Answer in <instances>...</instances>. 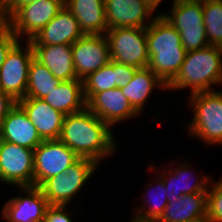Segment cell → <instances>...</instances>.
Listing matches in <instances>:
<instances>
[{
  "instance_id": "obj_11",
  "label": "cell",
  "mask_w": 222,
  "mask_h": 222,
  "mask_svg": "<svg viewBox=\"0 0 222 222\" xmlns=\"http://www.w3.org/2000/svg\"><path fill=\"white\" fill-rule=\"evenodd\" d=\"M64 6V0H38L19 7L13 14V34L30 41Z\"/></svg>"
},
{
  "instance_id": "obj_35",
  "label": "cell",
  "mask_w": 222,
  "mask_h": 222,
  "mask_svg": "<svg viewBox=\"0 0 222 222\" xmlns=\"http://www.w3.org/2000/svg\"><path fill=\"white\" fill-rule=\"evenodd\" d=\"M5 1L9 6L11 13L13 14L19 7L29 2L38 1V0H5Z\"/></svg>"
},
{
  "instance_id": "obj_36",
  "label": "cell",
  "mask_w": 222,
  "mask_h": 222,
  "mask_svg": "<svg viewBox=\"0 0 222 222\" xmlns=\"http://www.w3.org/2000/svg\"><path fill=\"white\" fill-rule=\"evenodd\" d=\"M145 3L149 6V8L154 12L160 6V3H162V0H144Z\"/></svg>"
},
{
  "instance_id": "obj_10",
  "label": "cell",
  "mask_w": 222,
  "mask_h": 222,
  "mask_svg": "<svg viewBox=\"0 0 222 222\" xmlns=\"http://www.w3.org/2000/svg\"><path fill=\"white\" fill-rule=\"evenodd\" d=\"M80 157L58 140H43L34 149V186L40 187L47 179L65 172Z\"/></svg>"
},
{
  "instance_id": "obj_6",
  "label": "cell",
  "mask_w": 222,
  "mask_h": 222,
  "mask_svg": "<svg viewBox=\"0 0 222 222\" xmlns=\"http://www.w3.org/2000/svg\"><path fill=\"white\" fill-rule=\"evenodd\" d=\"M99 165L88 158H79L68 169L47 179L39 188L49 205L67 206L82 191Z\"/></svg>"
},
{
  "instance_id": "obj_8",
  "label": "cell",
  "mask_w": 222,
  "mask_h": 222,
  "mask_svg": "<svg viewBox=\"0 0 222 222\" xmlns=\"http://www.w3.org/2000/svg\"><path fill=\"white\" fill-rule=\"evenodd\" d=\"M18 41L7 53L0 67V89L16 102L23 99L28 84V70L34 51L30 41L24 46ZM23 46V47H22Z\"/></svg>"
},
{
  "instance_id": "obj_31",
  "label": "cell",
  "mask_w": 222,
  "mask_h": 222,
  "mask_svg": "<svg viewBox=\"0 0 222 222\" xmlns=\"http://www.w3.org/2000/svg\"><path fill=\"white\" fill-rule=\"evenodd\" d=\"M67 209V206L50 205L40 222H73Z\"/></svg>"
},
{
  "instance_id": "obj_27",
  "label": "cell",
  "mask_w": 222,
  "mask_h": 222,
  "mask_svg": "<svg viewBox=\"0 0 222 222\" xmlns=\"http://www.w3.org/2000/svg\"><path fill=\"white\" fill-rule=\"evenodd\" d=\"M117 87V62H110L83 79L86 102L95 94Z\"/></svg>"
},
{
  "instance_id": "obj_33",
  "label": "cell",
  "mask_w": 222,
  "mask_h": 222,
  "mask_svg": "<svg viewBox=\"0 0 222 222\" xmlns=\"http://www.w3.org/2000/svg\"><path fill=\"white\" fill-rule=\"evenodd\" d=\"M19 41V39L12 33L11 35L0 37V67L5 61L9 50Z\"/></svg>"
},
{
  "instance_id": "obj_17",
  "label": "cell",
  "mask_w": 222,
  "mask_h": 222,
  "mask_svg": "<svg viewBox=\"0 0 222 222\" xmlns=\"http://www.w3.org/2000/svg\"><path fill=\"white\" fill-rule=\"evenodd\" d=\"M36 127L42 140H58L61 134L65 115L53 109L43 99L28 98L17 102Z\"/></svg>"
},
{
  "instance_id": "obj_22",
  "label": "cell",
  "mask_w": 222,
  "mask_h": 222,
  "mask_svg": "<svg viewBox=\"0 0 222 222\" xmlns=\"http://www.w3.org/2000/svg\"><path fill=\"white\" fill-rule=\"evenodd\" d=\"M42 99L64 115L80 112L86 108L83 80L60 81L58 86Z\"/></svg>"
},
{
  "instance_id": "obj_16",
  "label": "cell",
  "mask_w": 222,
  "mask_h": 222,
  "mask_svg": "<svg viewBox=\"0 0 222 222\" xmlns=\"http://www.w3.org/2000/svg\"><path fill=\"white\" fill-rule=\"evenodd\" d=\"M84 33L75 16L64 5L57 15L36 34L32 46L74 44Z\"/></svg>"
},
{
  "instance_id": "obj_29",
  "label": "cell",
  "mask_w": 222,
  "mask_h": 222,
  "mask_svg": "<svg viewBox=\"0 0 222 222\" xmlns=\"http://www.w3.org/2000/svg\"><path fill=\"white\" fill-rule=\"evenodd\" d=\"M210 182L207 191V216L212 222H222V178Z\"/></svg>"
},
{
  "instance_id": "obj_9",
  "label": "cell",
  "mask_w": 222,
  "mask_h": 222,
  "mask_svg": "<svg viewBox=\"0 0 222 222\" xmlns=\"http://www.w3.org/2000/svg\"><path fill=\"white\" fill-rule=\"evenodd\" d=\"M0 182L34 186V150L0 140Z\"/></svg>"
},
{
  "instance_id": "obj_18",
  "label": "cell",
  "mask_w": 222,
  "mask_h": 222,
  "mask_svg": "<svg viewBox=\"0 0 222 222\" xmlns=\"http://www.w3.org/2000/svg\"><path fill=\"white\" fill-rule=\"evenodd\" d=\"M0 140L8 141L32 150L43 142L36 127L18 103L10 109L2 122Z\"/></svg>"
},
{
  "instance_id": "obj_3",
  "label": "cell",
  "mask_w": 222,
  "mask_h": 222,
  "mask_svg": "<svg viewBox=\"0 0 222 222\" xmlns=\"http://www.w3.org/2000/svg\"><path fill=\"white\" fill-rule=\"evenodd\" d=\"M222 85V47L209 45L186 53L184 62L167 90L190 88V94L214 91ZM213 85V86H212Z\"/></svg>"
},
{
  "instance_id": "obj_7",
  "label": "cell",
  "mask_w": 222,
  "mask_h": 222,
  "mask_svg": "<svg viewBox=\"0 0 222 222\" xmlns=\"http://www.w3.org/2000/svg\"><path fill=\"white\" fill-rule=\"evenodd\" d=\"M105 36L111 60L137 69L148 66L146 28H111Z\"/></svg>"
},
{
  "instance_id": "obj_34",
  "label": "cell",
  "mask_w": 222,
  "mask_h": 222,
  "mask_svg": "<svg viewBox=\"0 0 222 222\" xmlns=\"http://www.w3.org/2000/svg\"><path fill=\"white\" fill-rule=\"evenodd\" d=\"M17 102L0 89V128L10 109Z\"/></svg>"
},
{
  "instance_id": "obj_21",
  "label": "cell",
  "mask_w": 222,
  "mask_h": 222,
  "mask_svg": "<svg viewBox=\"0 0 222 222\" xmlns=\"http://www.w3.org/2000/svg\"><path fill=\"white\" fill-rule=\"evenodd\" d=\"M86 35L105 34L108 30L104 0H64Z\"/></svg>"
},
{
  "instance_id": "obj_12",
  "label": "cell",
  "mask_w": 222,
  "mask_h": 222,
  "mask_svg": "<svg viewBox=\"0 0 222 222\" xmlns=\"http://www.w3.org/2000/svg\"><path fill=\"white\" fill-rule=\"evenodd\" d=\"M72 57L77 78L85 79L110 62L107 37L105 34H84L72 44Z\"/></svg>"
},
{
  "instance_id": "obj_1",
  "label": "cell",
  "mask_w": 222,
  "mask_h": 222,
  "mask_svg": "<svg viewBox=\"0 0 222 222\" xmlns=\"http://www.w3.org/2000/svg\"><path fill=\"white\" fill-rule=\"evenodd\" d=\"M112 128L87 107L77 113L65 115L59 140L80 158H88L100 165L112 155L118 145Z\"/></svg>"
},
{
  "instance_id": "obj_24",
  "label": "cell",
  "mask_w": 222,
  "mask_h": 222,
  "mask_svg": "<svg viewBox=\"0 0 222 222\" xmlns=\"http://www.w3.org/2000/svg\"><path fill=\"white\" fill-rule=\"evenodd\" d=\"M207 215V192L185 194L168 203L158 222H185Z\"/></svg>"
},
{
  "instance_id": "obj_20",
  "label": "cell",
  "mask_w": 222,
  "mask_h": 222,
  "mask_svg": "<svg viewBox=\"0 0 222 222\" xmlns=\"http://www.w3.org/2000/svg\"><path fill=\"white\" fill-rule=\"evenodd\" d=\"M34 58L45 65L60 81L78 79L72 57L71 44L32 46Z\"/></svg>"
},
{
  "instance_id": "obj_19",
  "label": "cell",
  "mask_w": 222,
  "mask_h": 222,
  "mask_svg": "<svg viewBox=\"0 0 222 222\" xmlns=\"http://www.w3.org/2000/svg\"><path fill=\"white\" fill-rule=\"evenodd\" d=\"M173 167L174 166H172V168H170V170L167 172V169L163 168L165 170H162L158 175L163 180L165 185L168 203H174L178 201L179 198L185 194L208 191V187L211 181L210 176L202 175L201 178L198 177L197 180H194L190 185L189 180L191 181L194 171H192L191 167L189 168L188 163L184 162V164L179 165L175 169Z\"/></svg>"
},
{
  "instance_id": "obj_28",
  "label": "cell",
  "mask_w": 222,
  "mask_h": 222,
  "mask_svg": "<svg viewBox=\"0 0 222 222\" xmlns=\"http://www.w3.org/2000/svg\"><path fill=\"white\" fill-rule=\"evenodd\" d=\"M209 45L222 47V0H202Z\"/></svg>"
},
{
  "instance_id": "obj_23",
  "label": "cell",
  "mask_w": 222,
  "mask_h": 222,
  "mask_svg": "<svg viewBox=\"0 0 222 222\" xmlns=\"http://www.w3.org/2000/svg\"><path fill=\"white\" fill-rule=\"evenodd\" d=\"M155 88L167 90L165 83L148 67H145L137 69L133 79L120 89L132 107L141 114L148 98L152 95V90H156Z\"/></svg>"
},
{
  "instance_id": "obj_15",
  "label": "cell",
  "mask_w": 222,
  "mask_h": 222,
  "mask_svg": "<svg viewBox=\"0 0 222 222\" xmlns=\"http://www.w3.org/2000/svg\"><path fill=\"white\" fill-rule=\"evenodd\" d=\"M86 107L110 127L139 115L119 87L95 93Z\"/></svg>"
},
{
  "instance_id": "obj_4",
  "label": "cell",
  "mask_w": 222,
  "mask_h": 222,
  "mask_svg": "<svg viewBox=\"0 0 222 222\" xmlns=\"http://www.w3.org/2000/svg\"><path fill=\"white\" fill-rule=\"evenodd\" d=\"M193 119L188 133L203 140L206 145L222 146V91H205L190 94Z\"/></svg>"
},
{
  "instance_id": "obj_2",
  "label": "cell",
  "mask_w": 222,
  "mask_h": 222,
  "mask_svg": "<svg viewBox=\"0 0 222 222\" xmlns=\"http://www.w3.org/2000/svg\"><path fill=\"white\" fill-rule=\"evenodd\" d=\"M148 68L167 86L178 74L187 51L178 30L163 15H156L146 27Z\"/></svg>"
},
{
  "instance_id": "obj_26",
  "label": "cell",
  "mask_w": 222,
  "mask_h": 222,
  "mask_svg": "<svg viewBox=\"0 0 222 222\" xmlns=\"http://www.w3.org/2000/svg\"><path fill=\"white\" fill-rule=\"evenodd\" d=\"M60 83L59 79L49 69L32 59L28 70V84L25 97L42 99L55 89Z\"/></svg>"
},
{
  "instance_id": "obj_25",
  "label": "cell",
  "mask_w": 222,
  "mask_h": 222,
  "mask_svg": "<svg viewBox=\"0 0 222 222\" xmlns=\"http://www.w3.org/2000/svg\"><path fill=\"white\" fill-rule=\"evenodd\" d=\"M157 178L158 180H156L155 184L152 182H150L149 185L147 184V186L151 187L155 186L156 188L153 187L152 189L150 187H147L148 190L147 192H145L146 193L145 195L148 196V200L146 201V199H144L145 202L142 204V207L138 208L136 207L135 215L130 220V222H158L163 216L165 208L168 205V199L166 195L167 192L163 180L158 176L155 179ZM149 188L151 190L157 189V192L154 191V193L156 192L155 197H152L153 193L150 192L151 190L149 191ZM148 194H150V197H152L155 200L152 201V198H149ZM156 199L159 201H157Z\"/></svg>"
},
{
  "instance_id": "obj_5",
  "label": "cell",
  "mask_w": 222,
  "mask_h": 222,
  "mask_svg": "<svg viewBox=\"0 0 222 222\" xmlns=\"http://www.w3.org/2000/svg\"><path fill=\"white\" fill-rule=\"evenodd\" d=\"M158 15H163L178 30L181 43L187 52L209 46L202 0H173L171 11Z\"/></svg>"
},
{
  "instance_id": "obj_32",
  "label": "cell",
  "mask_w": 222,
  "mask_h": 222,
  "mask_svg": "<svg viewBox=\"0 0 222 222\" xmlns=\"http://www.w3.org/2000/svg\"><path fill=\"white\" fill-rule=\"evenodd\" d=\"M137 68L117 62V87L126 86L134 77Z\"/></svg>"
},
{
  "instance_id": "obj_14",
  "label": "cell",
  "mask_w": 222,
  "mask_h": 222,
  "mask_svg": "<svg viewBox=\"0 0 222 222\" xmlns=\"http://www.w3.org/2000/svg\"><path fill=\"white\" fill-rule=\"evenodd\" d=\"M27 196L11 197L3 204L1 217L9 222H40L50 206L39 187H19Z\"/></svg>"
},
{
  "instance_id": "obj_30",
  "label": "cell",
  "mask_w": 222,
  "mask_h": 222,
  "mask_svg": "<svg viewBox=\"0 0 222 222\" xmlns=\"http://www.w3.org/2000/svg\"><path fill=\"white\" fill-rule=\"evenodd\" d=\"M13 33V17L5 0H0V37Z\"/></svg>"
},
{
  "instance_id": "obj_37",
  "label": "cell",
  "mask_w": 222,
  "mask_h": 222,
  "mask_svg": "<svg viewBox=\"0 0 222 222\" xmlns=\"http://www.w3.org/2000/svg\"><path fill=\"white\" fill-rule=\"evenodd\" d=\"M185 222H212L207 215L201 216L197 219L185 221Z\"/></svg>"
},
{
  "instance_id": "obj_13",
  "label": "cell",
  "mask_w": 222,
  "mask_h": 222,
  "mask_svg": "<svg viewBox=\"0 0 222 222\" xmlns=\"http://www.w3.org/2000/svg\"><path fill=\"white\" fill-rule=\"evenodd\" d=\"M104 7L108 29L146 28L157 15L144 0H104Z\"/></svg>"
}]
</instances>
